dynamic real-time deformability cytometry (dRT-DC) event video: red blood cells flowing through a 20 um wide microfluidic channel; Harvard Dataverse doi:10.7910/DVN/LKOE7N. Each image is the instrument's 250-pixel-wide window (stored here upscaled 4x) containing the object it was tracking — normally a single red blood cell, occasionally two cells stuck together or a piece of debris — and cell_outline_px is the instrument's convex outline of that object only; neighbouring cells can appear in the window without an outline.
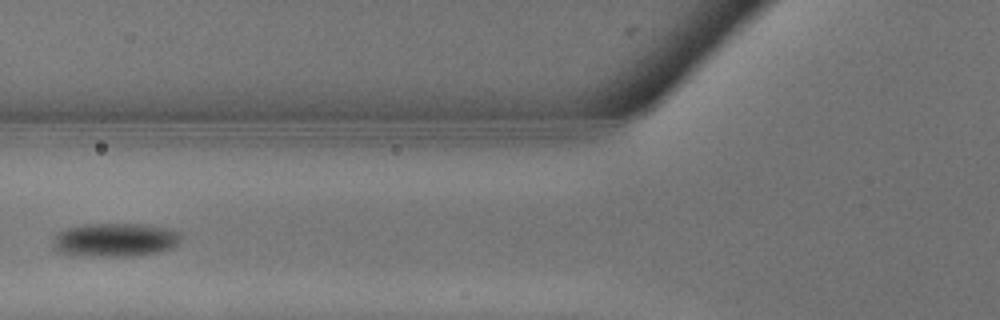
{"species": "common noctule bat (a hibernating species)", "species_latin": "Nyctalus noctula", "temperature_condition": "warm", "stored_images_in_passage": 16, "camera_frame_rate_fps": 3000, "um_per_image_px": 0.085, "animal": {"sex": "male", "body_mass_g": 13.3}, "frame": {"image": 1, "passage_image": 7, "time_ms": 2.0, "image_size_px": [1000, 320], "cell_outline_px": [[180, 240], [172, 248], [160, 252], [132, 256], [112, 256], [64, 252], [56, 248], [52, 244], [52, 240], [56, 232], [64, 228], [80, 224], [148, 224], [168, 228], [180, 232]], "centroid_in_image_um": [9.82, 20.35], "position_along_channel_um": 116.0, "area_um2": 24.91}}
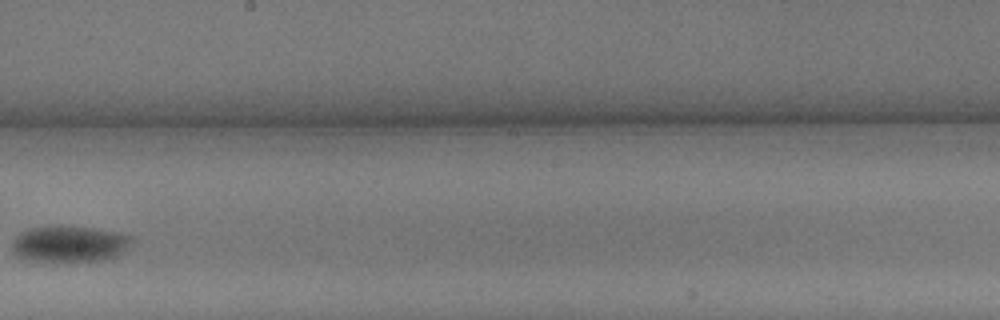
{"frame": {"image": 2, "passage_image": 12, "time_ms": 3.667, "image_size_px": [1000, 320], "cell_outline_px": [[132, 240], [116, 256], [96, 260], [28, 260], [16, 256], [12, 252], [12, 240], [20, 232], [28, 228], [48, 224], [72, 224], [120, 232], [132, 236]], "centroid_in_image_um": [5.82, 20.65], "position_along_channel_um": 242.4, "area_um2": 25.61}}
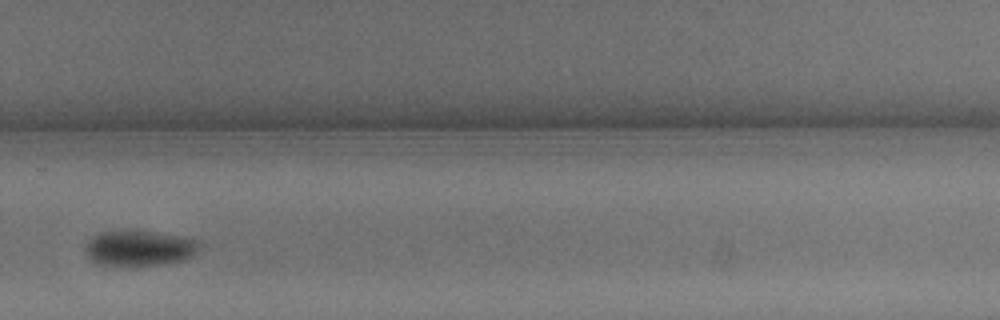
{"frame": {"image": 3, "passage_image": 15, "time_ms": 4.667, "image_size_px": [1000, 320], "cell_outline_px": [[200, 244], [196, 252], [192, 256], [184, 260], [160, 264], [100, 264], [92, 260], [88, 256], [84, 248], [88, 240], [92, 236], [100, 232], [112, 228], [124, 228], [184, 236], [200, 240]], "centroid_in_image_um": [11.83, 21.02], "position_along_channel_um": 318.0, "area_um2": 23.93}}